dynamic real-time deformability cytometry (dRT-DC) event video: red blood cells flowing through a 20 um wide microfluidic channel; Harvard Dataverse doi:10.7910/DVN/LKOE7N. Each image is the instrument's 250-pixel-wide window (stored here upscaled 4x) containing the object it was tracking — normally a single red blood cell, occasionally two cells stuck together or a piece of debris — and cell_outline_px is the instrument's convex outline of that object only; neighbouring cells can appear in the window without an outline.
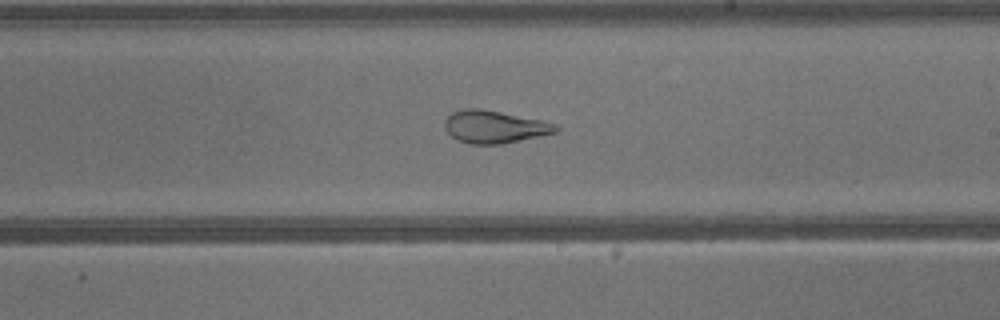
{"species": "common noctule bat (a hibernating species)", "species_latin": "Nyctalus noctula", "temperature_condition": "warm", "stored_images_in_passage": 39, "camera_frame_rate_fps": 3000, "um_per_image_px": 0.085, "animal": {"sex": "male", "body_mass_g": 13.3}, "frame": {"image": 1, "passage_image": 23, "time_ms": 7.333, "image_size_px": [1000, 320], "cell_outline_px": [[560, 128], [556, 132], [504, 144], [468, 144], [456, 140], [444, 128], [444, 120], [452, 112], [464, 108], [480, 108], [540, 120], [556, 124]], "centroid_in_image_um": [41.99, 10.78], "position_along_channel_um": 247.0, "area_um2": 21.1}}